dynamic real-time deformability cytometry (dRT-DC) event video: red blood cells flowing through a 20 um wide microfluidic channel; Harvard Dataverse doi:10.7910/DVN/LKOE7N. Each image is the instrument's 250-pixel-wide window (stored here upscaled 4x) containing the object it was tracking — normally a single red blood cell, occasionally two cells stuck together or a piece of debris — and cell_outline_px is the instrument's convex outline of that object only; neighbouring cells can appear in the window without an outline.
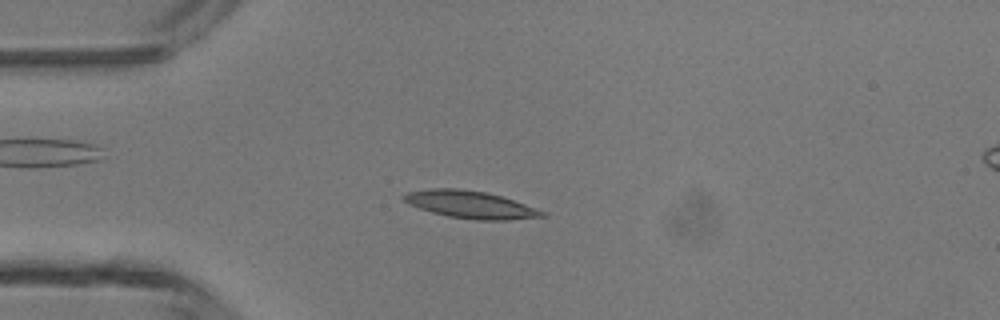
{"species": "common noctule bat (a hibernating species)", "species_latin": "Nyctalus noctula", "temperature_condition": "room temperature", "stored_images_in_passage": 42, "camera_frame_rate_fps": 3000, "um_per_image_px": 0.085, "animal": {"sex": "male", "body_mass_g": 13.3}, "frame": {"image": 1, "passage_image": 7, "time_ms": 2.0, "image_size_px": [1000, 320], "cell_outline_px": [[548, 216], [508, 220], [476, 220], [448, 216], [432, 212], [408, 204], [400, 196], [408, 192], [432, 188], [460, 188], [484, 192], [500, 196], [548, 212]], "centroid_in_image_um": [39.99, 17.39], "position_along_channel_um": 45.0, "area_um2": 22.02}}
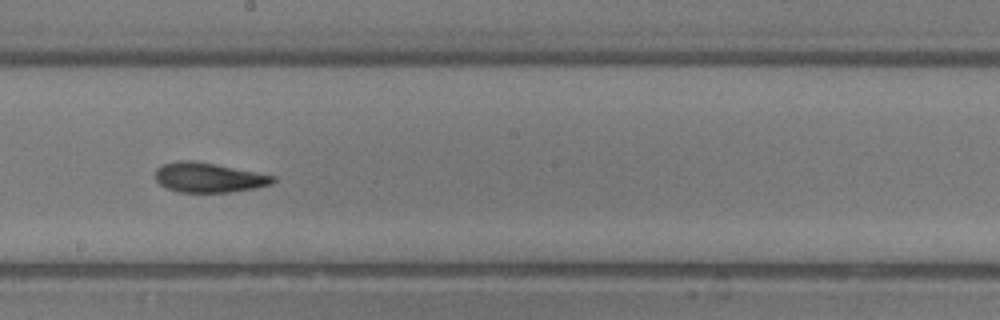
{"frame": {"image": 2, "passage_image": 21, "time_ms": 6.667, "image_size_px": [1000, 320], "cell_outline_px": [[276, 180], [272, 184], [256, 188], [232, 192], [180, 192], [168, 188], [160, 184], [156, 180], [156, 168], [164, 164], [180, 160], [188, 160], [212, 164], [256, 172], [276, 176]], "centroid_in_image_um": [17.76, 15.1], "position_along_channel_um": 230.4, "area_um2": 20.11}}
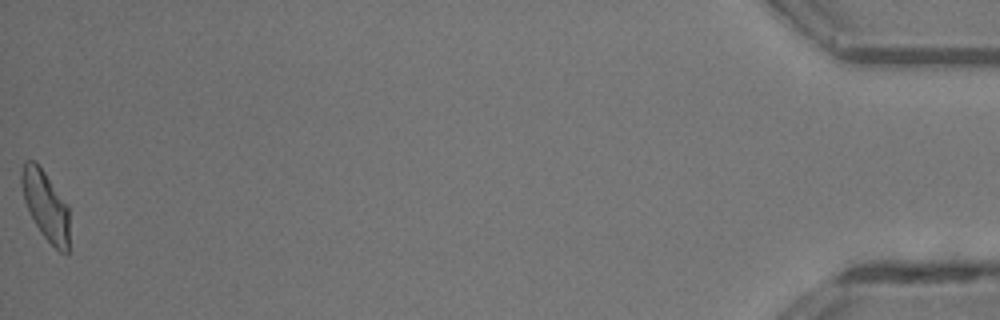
{"frame": {"image": 3, "passage_image": 42, "time_ms": 13.667, "image_size_px": [1000, 320], "cell_outline_px": [[68, 252], [60, 252], [40, 232], [24, 200], [20, 184], [20, 172], [24, 160], [36, 160], [68, 204]], "centroid_in_image_um": [3.85, 17.38], "position_along_channel_um": 431.3, "area_um2": 19.31}, "authors_computed_cell_mechanics": {"area_um2": 20.23, "velocity_mm_per_s": 4.373, "shape_relaxation_time_tau1_ms": 4.2222, "shape_relaxation_time_tau2_ms": 2.0127, "deformation_change_tau1": 0.165, "deformation_change_tau2": 0.1021}}